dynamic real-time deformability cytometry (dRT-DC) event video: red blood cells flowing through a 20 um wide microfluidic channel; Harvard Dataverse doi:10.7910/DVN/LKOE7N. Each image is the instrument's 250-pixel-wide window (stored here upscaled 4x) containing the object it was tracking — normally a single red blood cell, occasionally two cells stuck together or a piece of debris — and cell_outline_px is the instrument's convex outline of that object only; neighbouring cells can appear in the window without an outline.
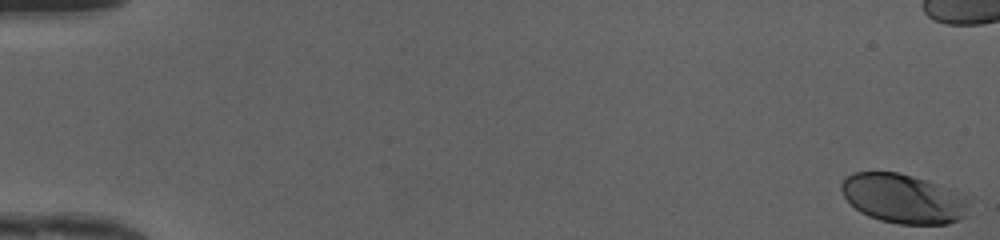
{"species": "human", "species_latin": "Homo sapiens", "temperature_condition": "cold", "stored_images_in_passage": 41, "camera_frame_rate_fps": 3000, "um_per_image_px": 0.085, "donor": {"sex": "female"}, "frame": {"image": 1, "passage_image": 1, "time_ms": 0.0, "image_size_px": [1000, 240], "cell_outline_px": [[964, 216], [960, 220], [948, 224], [900, 224], [880, 220], [868, 216], [860, 212], [844, 196], [840, 188], [840, 184], [852, 172], [900, 172], [936, 184], [964, 200]], "centroid_in_image_um": [76.64, 16.89], "position_along_channel_um": 8.4, "area_um2": 35.49}}
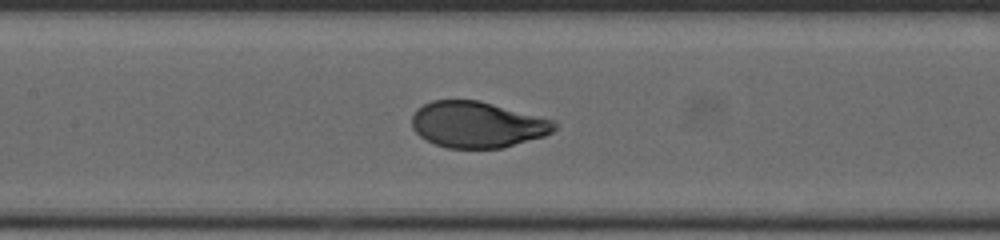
{"frame": {"image": 2, "passage_image": 25, "time_ms": 8.0, "image_size_px": [1000, 240], "cell_outline_px": [[560, 124], [552, 132], [544, 136], [500, 148], [448, 148], [436, 144], [420, 136], [412, 128], [412, 116], [416, 108], [432, 100], [476, 100], [556, 120]], "centroid_in_image_um": [40.58, 10.58], "position_along_channel_um": 166.8, "area_um2": 38.21}}
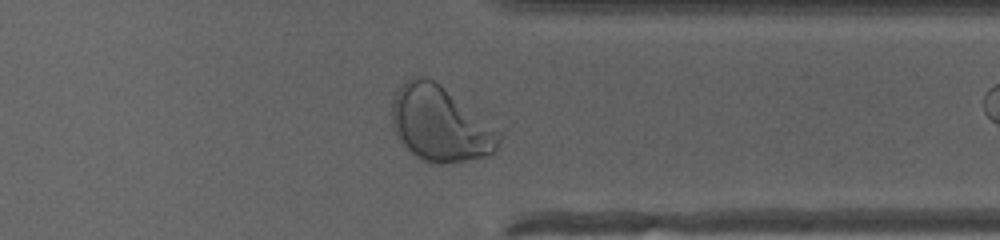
{"frame": {"image": 3, "passage_image": 40, "time_ms": 13.0, "image_size_px": [1000, 240], "cell_outline_px": [[504, 136], [496, 152], [492, 156], [452, 164], [432, 164], [420, 160], [408, 152], [400, 144], [392, 128], [392, 100], [396, 88], [412, 76], [424, 76], [440, 84], [504, 128]], "centroid_in_image_um": [37.52, 10.57], "position_along_channel_um": 373.9, "area_um2": 49.65}}